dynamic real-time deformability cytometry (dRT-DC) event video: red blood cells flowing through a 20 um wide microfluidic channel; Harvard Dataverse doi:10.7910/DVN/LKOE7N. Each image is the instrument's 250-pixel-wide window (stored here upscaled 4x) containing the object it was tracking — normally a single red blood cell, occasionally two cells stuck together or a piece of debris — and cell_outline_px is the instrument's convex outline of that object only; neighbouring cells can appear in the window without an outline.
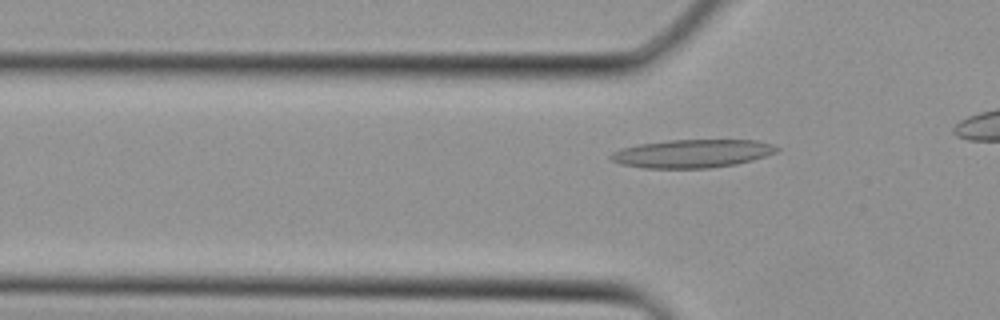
{"species": "Egyptian fruit bat (a non-hibernating species)", "species_latin": "Rousettus aegyptiacus", "temperature_condition": "cold", "stored_images_in_passage": 4, "camera_frame_rate_fps": 3000, "um_per_image_px": 0.085, "animal": {"sex": "female"}, "frame": {"image": 1, "passage_image": 3, "time_ms": 0.667, "image_size_px": [1000, 320], "cell_outline_px": [[780, 148], [776, 152], [752, 160], [736, 164], [708, 168], [644, 168], [620, 164], [612, 160], [608, 156], [612, 152], [620, 148], [636, 144], [668, 140], [756, 140], [772, 144]], "centroid_in_image_um": [58.79, 13.05], "position_along_channel_um": 67.0, "area_um2": 27.4}}